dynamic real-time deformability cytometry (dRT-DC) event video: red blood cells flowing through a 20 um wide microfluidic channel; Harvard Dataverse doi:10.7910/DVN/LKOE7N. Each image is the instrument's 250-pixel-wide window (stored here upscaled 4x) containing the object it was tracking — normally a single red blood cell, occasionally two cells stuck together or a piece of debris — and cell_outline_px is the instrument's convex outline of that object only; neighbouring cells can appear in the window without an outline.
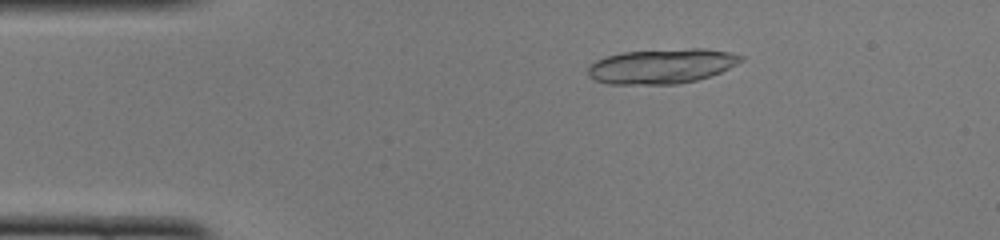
{"species": "common noctule bat (a hibernating species)", "species_latin": "Nyctalus noctula", "temperature_condition": "cold", "stored_images_in_passage": 47, "segment_of_instrument_passage": [1, 2], "camera_frame_rate_fps": 3000, "um_per_image_px": 0.085, "animal": {"sex": "female", "body_mass_g": 22.0, "forearm_length_mm": 56.7}, "frame": {"image": 1, "passage_image": 8, "time_ms": 2.333, "image_size_px": [1000, 240], "cell_outline_px": [[744, 60], [720, 72], [696, 80], [676, 84], [608, 84], [596, 80], [588, 76], [588, 68], [596, 60], [604, 56], [624, 52], [688, 48], [704, 48], [728, 52], [744, 56]], "centroid_in_image_um": [56.24, 5.62], "position_along_channel_um": 28.8, "area_um2": 30.92}}